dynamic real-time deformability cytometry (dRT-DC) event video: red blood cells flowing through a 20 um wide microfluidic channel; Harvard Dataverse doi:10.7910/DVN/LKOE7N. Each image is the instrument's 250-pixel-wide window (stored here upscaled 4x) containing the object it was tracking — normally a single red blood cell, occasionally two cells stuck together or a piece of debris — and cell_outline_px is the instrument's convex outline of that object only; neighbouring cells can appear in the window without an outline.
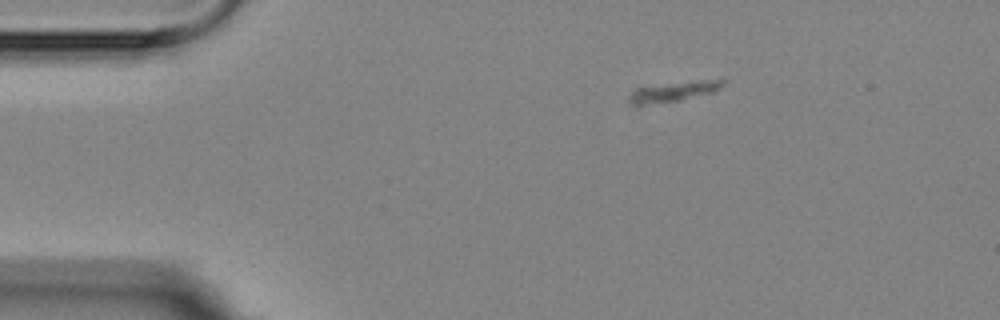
{"species": "Egyptian fruit bat (a non-hibernating species)", "species_latin": "Rousettus aegyptiacus", "temperature_condition": "room temperature", "stored_images_in_passage": 3, "camera_frame_rate_fps": 3000, "um_per_image_px": 0.085, "animal": {"sex": "female"}, "frame": {"image": 1, "passage_image": 3, "time_ms": 3.0, "image_size_px": [1000, 320], "cell_outline_px": [[728, 80], [720, 88], [712, 92], [680, 100], [636, 108], [628, 104], [628, 96], [636, 88], [720, 76]], "centroid_in_image_um": [57.28, 7.78], "position_along_channel_um": 27.7, "area_um2": 11.85}}